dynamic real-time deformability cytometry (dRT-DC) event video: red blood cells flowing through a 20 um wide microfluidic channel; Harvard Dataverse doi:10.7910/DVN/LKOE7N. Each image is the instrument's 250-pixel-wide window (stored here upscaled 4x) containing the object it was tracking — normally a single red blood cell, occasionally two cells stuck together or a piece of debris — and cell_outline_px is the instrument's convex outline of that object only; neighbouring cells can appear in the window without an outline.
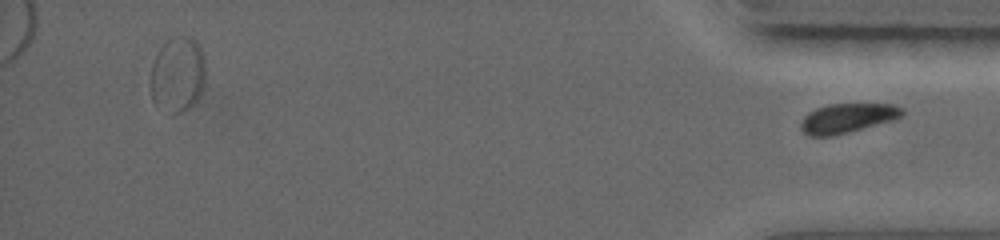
{"species": "common noctule bat (a hibernating species)", "species_latin": "Nyctalus noctula", "temperature_condition": "warm", "stored_images_in_passage": 44, "segment_of_instrument_passage": [2, 2], "camera_frame_rate_fps": 5000, "um_per_image_px": 0.085, "animal": {"sex": "female", "body_mass_g": 19.0, "forearm_length_mm": 56.7}, "frame": {"image": 1, "passage_image": 44, "time_ms": 10.2, "image_size_px": [1000, 240], "cell_outline_px": [[904, 112], [900, 116], [892, 120], [848, 132], [832, 136], [808, 136], [800, 128], [800, 120], [808, 112], [816, 108], [828, 104], [896, 104], [904, 108]], "centroid_in_image_um": [71.99, 10.03], "position_along_channel_um": 363.2, "area_um2": 17.4}}